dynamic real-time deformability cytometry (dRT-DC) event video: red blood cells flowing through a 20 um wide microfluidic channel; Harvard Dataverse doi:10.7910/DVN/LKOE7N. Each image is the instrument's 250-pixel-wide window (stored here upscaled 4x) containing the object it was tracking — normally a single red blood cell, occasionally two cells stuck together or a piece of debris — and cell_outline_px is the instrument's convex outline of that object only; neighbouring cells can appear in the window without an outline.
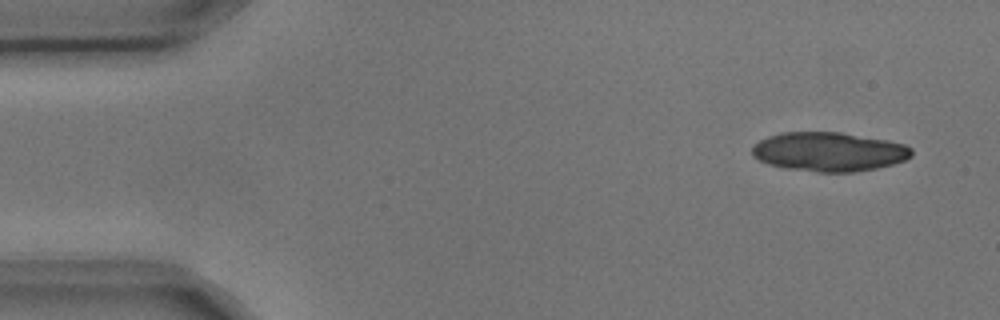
{"species": "common noctule bat (a hibernating species)", "species_latin": "Nyctalus noctula", "temperature_condition": "cold", "stored_images_in_passage": 3, "camera_frame_rate_fps": 3000, "um_per_image_px": 0.085, "animal": {"sex": "male", "body_mass_g": 17.9, "forearm_length_mm": 54.2}, "frame": {"image": 1, "passage_image": 1, "time_ms": 0.0, "image_size_px": [1000, 320], "cell_outline_px": [[912, 156], [904, 160], [892, 164], [876, 168], [856, 172], [816, 172], [784, 168], [768, 164], [752, 156], [752, 148], [760, 140], [768, 136], [780, 132], [840, 132], [888, 140], [904, 144], [912, 148]], "centroid_in_image_um": [70.46, 12.9], "position_along_channel_um": 14.5, "area_um2": 36.47}}